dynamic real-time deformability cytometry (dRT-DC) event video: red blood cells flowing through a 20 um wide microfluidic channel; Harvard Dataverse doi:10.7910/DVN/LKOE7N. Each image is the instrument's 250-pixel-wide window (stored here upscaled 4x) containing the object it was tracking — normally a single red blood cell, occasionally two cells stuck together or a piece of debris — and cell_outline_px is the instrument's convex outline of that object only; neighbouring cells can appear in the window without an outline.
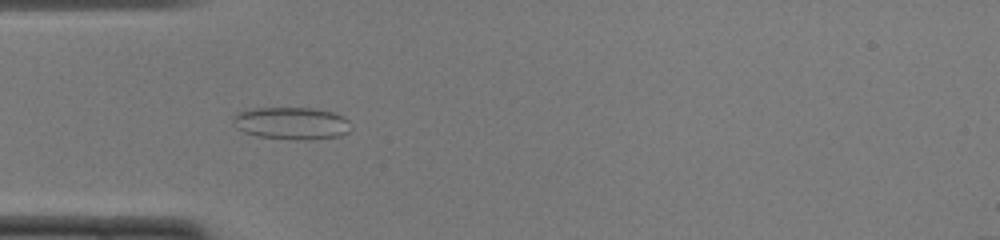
{"species": "common noctule bat (a hibernating species)", "species_latin": "Nyctalus noctula", "temperature_condition": "cold", "stored_images_in_passage": 50, "camera_frame_rate_fps": 3000, "um_per_image_px": 0.085, "animal": {"sex": "female", "body_mass_g": 22.0, "forearm_length_mm": 56.7}, "frame": {"image": 1, "passage_image": 15, "time_ms": 4.667, "image_size_px": [1000, 240], "cell_outline_px": [[352, 128], [348, 132], [340, 136], [312, 140], [308, 140], [256, 136], [244, 132], [236, 128], [232, 120], [232, 116], [240, 112], [256, 108], [312, 108], [332, 112], [344, 116], [352, 124]], "centroid_in_image_um": [24.82, 10.48], "position_along_channel_um": 60.2, "area_um2": 22.31}}
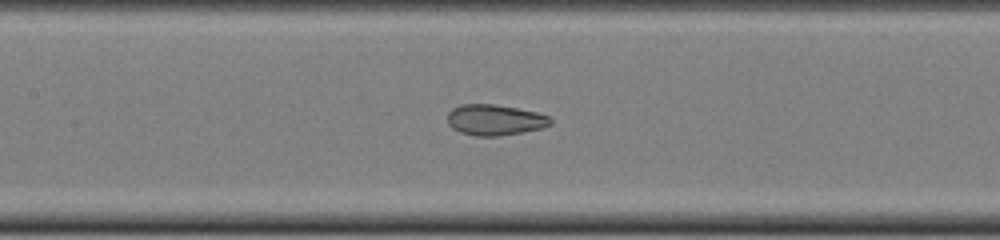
{"frame": {"image": 2, "passage_image": 23, "time_ms": 7.333, "image_size_px": [1000, 240], "cell_outline_px": [[552, 124], [540, 128], [520, 132], [496, 136], [476, 136], [460, 132], [452, 128], [448, 124], [448, 112], [452, 108], [460, 104], [492, 104], [516, 108], [536, 112], [548, 116], [552, 120]], "centroid_in_image_um": [42.02, 10.18], "position_along_channel_um": 165.4, "area_um2": 18.32}}
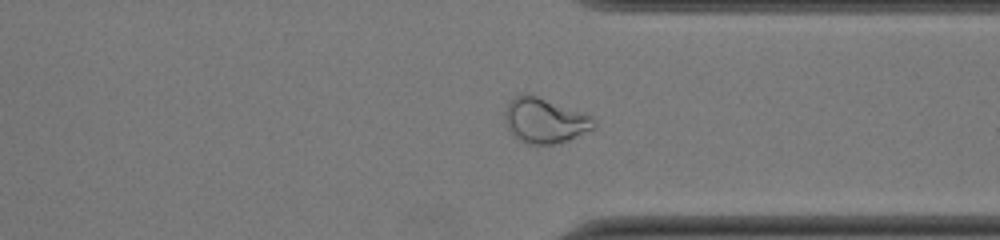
{"frame": {"image": 3, "passage_image": 38, "time_ms": 12.333, "image_size_px": [1000, 240], "cell_outline_px": [[596, 124], [592, 128], [568, 140], [552, 144], [528, 144], [512, 136], [504, 124], [504, 112], [512, 96], [528, 92], [584, 112], [592, 116]], "centroid_in_image_um": [46.24, 10.21], "position_along_channel_um": 365.2, "area_um2": 23.76}, "authors_computed_cell_mechanics": {"area_um2": 22.1085, "velocity_mm_per_s": 3.9924, "shape_relaxation_time_tau1_ms": null, "shape_relaxation_time_tau2_ms": 1.2882, "deformation_change_tau1": null, "deformation_change_tau2": 0.0707}}